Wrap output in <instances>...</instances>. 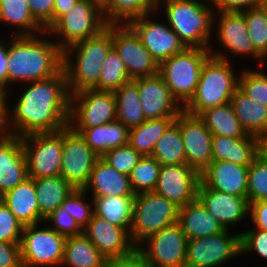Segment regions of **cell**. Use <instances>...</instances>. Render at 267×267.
I'll use <instances>...</instances> for the list:
<instances>
[{
    "label": "cell",
    "instance_id": "obj_1",
    "mask_svg": "<svg viewBox=\"0 0 267 267\" xmlns=\"http://www.w3.org/2000/svg\"><path fill=\"white\" fill-rule=\"evenodd\" d=\"M26 85L16 103H13V108L8 100H2L4 133L24 137L66 128L69 124L71 95L65 71L62 69L57 75Z\"/></svg>",
    "mask_w": 267,
    "mask_h": 267
},
{
    "label": "cell",
    "instance_id": "obj_2",
    "mask_svg": "<svg viewBox=\"0 0 267 267\" xmlns=\"http://www.w3.org/2000/svg\"><path fill=\"white\" fill-rule=\"evenodd\" d=\"M49 37L47 31L32 36L11 35L7 53V92L1 96V100L13 96L9 87L14 84L48 79L63 69V50Z\"/></svg>",
    "mask_w": 267,
    "mask_h": 267
},
{
    "label": "cell",
    "instance_id": "obj_3",
    "mask_svg": "<svg viewBox=\"0 0 267 267\" xmlns=\"http://www.w3.org/2000/svg\"><path fill=\"white\" fill-rule=\"evenodd\" d=\"M112 48V24H107L98 35L63 50V70L70 95L98 86L102 65Z\"/></svg>",
    "mask_w": 267,
    "mask_h": 267
},
{
    "label": "cell",
    "instance_id": "obj_4",
    "mask_svg": "<svg viewBox=\"0 0 267 267\" xmlns=\"http://www.w3.org/2000/svg\"><path fill=\"white\" fill-rule=\"evenodd\" d=\"M156 11L158 18L161 17L158 16L159 13L163 14L164 21L186 48L209 49L210 45H214L211 41L214 37L212 33L215 11L209 0L170 2L159 6Z\"/></svg>",
    "mask_w": 267,
    "mask_h": 267
},
{
    "label": "cell",
    "instance_id": "obj_5",
    "mask_svg": "<svg viewBox=\"0 0 267 267\" xmlns=\"http://www.w3.org/2000/svg\"><path fill=\"white\" fill-rule=\"evenodd\" d=\"M234 63L210 56L202 66L200 80L194 96L184 106L193 115L230 102L239 88L240 72L233 69ZM239 72V73H238Z\"/></svg>",
    "mask_w": 267,
    "mask_h": 267
},
{
    "label": "cell",
    "instance_id": "obj_6",
    "mask_svg": "<svg viewBox=\"0 0 267 267\" xmlns=\"http://www.w3.org/2000/svg\"><path fill=\"white\" fill-rule=\"evenodd\" d=\"M213 33L217 34L214 41L217 40L215 43H219L220 49L215 50L210 45L211 56L231 62L233 61L230 60L232 56L234 58L247 57L248 59L252 58L251 60L255 59V64H258L259 68L266 66L265 62L267 63V61L255 50L251 42L248 25L242 12H215Z\"/></svg>",
    "mask_w": 267,
    "mask_h": 267
},
{
    "label": "cell",
    "instance_id": "obj_7",
    "mask_svg": "<svg viewBox=\"0 0 267 267\" xmlns=\"http://www.w3.org/2000/svg\"><path fill=\"white\" fill-rule=\"evenodd\" d=\"M209 49L185 48L159 65V74L173 96L184 107L194 96Z\"/></svg>",
    "mask_w": 267,
    "mask_h": 267
},
{
    "label": "cell",
    "instance_id": "obj_8",
    "mask_svg": "<svg viewBox=\"0 0 267 267\" xmlns=\"http://www.w3.org/2000/svg\"><path fill=\"white\" fill-rule=\"evenodd\" d=\"M179 207L154 191L135 194L130 238L137 247L147 237L177 222Z\"/></svg>",
    "mask_w": 267,
    "mask_h": 267
},
{
    "label": "cell",
    "instance_id": "obj_9",
    "mask_svg": "<svg viewBox=\"0 0 267 267\" xmlns=\"http://www.w3.org/2000/svg\"><path fill=\"white\" fill-rule=\"evenodd\" d=\"M46 225L24 226L20 241L23 267H61L66 237Z\"/></svg>",
    "mask_w": 267,
    "mask_h": 267
},
{
    "label": "cell",
    "instance_id": "obj_10",
    "mask_svg": "<svg viewBox=\"0 0 267 267\" xmlns=\"http://www.w3.org/2000/svg\"><path fill=\"white\" fill-rule=\"evenodd\" d=\"M106 27L107 22L97 8L88 0H78L47 32L64 50L78 41L98 35Z\"/></svg>",
    "mask_w": 267,
    "mask_h": 267
},
{
    "label": "cell",
    "instance_id": "obj_11",
    "mask_svg": "<svg viewBox=\"0 0 267 267\" xmlns=\"http://www.w3.org/2000/svg\"><path fill=\"white\" fill-rule=\"evenodd\" d=\"M28 176L40 179L59 176L62 166L63 130L22 137Z\"/></svg>",
    "mask_w": 267,
    "mask_h": 267
},
{
    "label": "cell",
    "instance_id": "obj_12",
    "mask_svg": "<svg viewBox=\"0 0 267 267\" xmlns=\"http://www.w3.org/2000/svg\"><path fill=\"white\" fill-rule=\"evenodd\" d=\"M230 231L188 240L185 267H221L241 256L240 232Z\"/></svg>",
    "mask_w": 267,
    "mask_h": 267
},
{
    "label": "cell",
    "instance_id": "obj_13",
    "mask_svg": "<svg viewBox=\"0 0 267 267\" xmlns=\"http://www.w3.org/2000/svg\"><path fill=\"white\" fill-rule=\"evenodd\" d=\"M116 121V101L112 91L87 89L70 97L71 128H91Z\"/></svg>",
    "mask_w": 267,
    "mask_h": 267
},
{
    "label": "cell",
    "instance_id": "obj_14",
    "mask_svg": "<svg viewBox=\"0 0 267 267\" xmlns=\"http://www.w3.org/2000/svg\"><path fill=\"white\" fill-rule=\"evenodd\" d=\"M187 241L176 222L147 237L136 249L153 267H185Z\"/></svg>",
    "mask_w": 267,
    "mask_h": 267
},
{
    "label": "cell",
    "instance_id": "obj_15",
    "mask_svg": "<svg viewBox=\"0 0 267 267\" xmlns=\"http://www.w3.org/2000/svg\"><path fill=\"white\" fill-rule=\"evenodd\" d=\"M112 42L131 80L159 73L158 63L129 24H112Z\"/></svg>",
    "mask_w": 267,
    "mask_h": 267
},
{
    "label": "cell",
    "instance_id": "obj_16",
    "mask_svg": "<svg viewBox=\"0 0 267 267\" xmlns=\"http://www.w3.org/2000/svg\"><path fill=\"white\" fill-rule=\"evenodd\" d=\"M100 157L86 144L80 133L67 126L63 129L60 175L75 188H84Z\"/></svg>",
    "mask_w": 267,
    "mask_h": 267
},
{
    "label": "cell",
    "instance_id": "obj_17",
    "mask_svg": "<svg viewBox=\"0 0 267 267\" xmlns=\"http://www.w3.org/2000/svg\"><path fill=\"white\" fill-rule=\"evenodd\" d=\"M156 14H158L157 11H154L135 18L128 24L140 36L142 44L149 50L158 65H160L169 57L182 52L186 47L170 26L166 25L164 20L162 22L161 19L156 18Z\"/></svg>",
    "mask_w": 267,
    "mask_h": 267
},
{
    "label": "cell",
    "instance_id": "obj_18",
    "mask_svg": "<svg viewBox=\"0 0 267 267\" xmlns=\"http://www.w3.org/2000/svg\"><path fill=\"white\" fill-rule=\"evenodd\" d=\"M175 123L180 127L186 164L201 174L212 162V133L199 115L190 114L184 109Z\"/></svg>",
    "mask_w": 267,
    "mask_h": 267
},
{
    "label": "cell",
    "instance_id": "obj_19",
    "mask_svg": "<svg viewBox=\"0 0 267 267\" xmlns=\"http://www.w3.org/2000/svg\"><path fill=\"white\" fill-rule=\"evenodd\" d=\"M199 183L200 174L187 164L161 165L154 192L182 207L197 199Z\"/></svg>",
    "mask_w": 267,
    "mask_h": 267
},
{
    "label": "cell",
    "instance_id": "obj_20",
    "mask_svg": "<svg viewBox=\"0 0 267 267\" xmlns=\"http://www.w3.org/2000/svg\"><path fill=\"white\" fill-rule=\"evenodd\" d=\"M133 81L138 86L141 109L146 119L177 117L184 109L159 73Z\"/></svg>",
    "mask_w": 267,
    "mask_h": 267
},
{
    "label": "cell",
    "instance_id": "obj_21",
    "mask_svg": "<svg viewBox=\"0 0 267 267\" xmlns=\"http://www.w3.org/2000/svg\"><path fill=\"white\" fill-rule=\"evenodd\" d=\"M82 233L108 261L121 259L136 250L126 229L113 225L95 214L82 229Z\"/></svg>",
    "mask_w": 267,
    "mask_h": 267
},
{
    "label": "cell",
    "instance_id": "obj_22",
    "mask_svg": "<svg viewBox=\"0 0 267 267\" xmlns=\"http://www.w3.org/2000/svg\"><path fill=\"white\" fill-rule=\"evenodd\" d=\"M197 199L225 229H234L248 218L249 203L246 198L210 189L201 181Z\"/></svg>",
    "mask_w": 267,
    "mask_h": 267
},
{
    "label": "cell",
    "instance_id": "obj_23",
    "mask_svg": "<svg viewBox=\"0 0 267 267\" xmlns=\"http://www.w3.org/2000/svg\"><path fill=\"white\" fill-rule=\"evenodd\" d=\"M28 176L22 137L4 133L0 136V197Z\"/></svg>",
    "mask_w": 267,
    "mask_h": 267
},
{
    "label": "cell",
    "instance_id": "obj_24",
    "mask_svg": "<svg viewBox=\"0 0 267 267\" xmlns=\"http://www.w3.org/2000/svg\"><path fill=\"white\" fill-rule=\"evenodd\" d=\"M248 169L229 161H212L200 174V181L210 189L247 199Z\"/></svg>",
    "mask_w": 267,
    "mask_h": 267
},
{
    "label": "cell",
    "instance_id": "obj_25",
    "mask_svg": "<svg viewBox=\"0 0 267 267\" xmlns=\"http://www.w3.org/2000/svg\"><path fill=\"white\" fill-rule=\"evenodd\" d=\"M92 197L135 196L129 176L118 172L101 157L91 171L88 183L83 188Z\"/></svg>",
    "mask_w": 267,
    "mask_h": 267
},
{
    "label": "cell",
    "instance_id": "obj_26",
    "mask_svg": "<svg viewBox=\"0 0 267 267\" xmlns=\"http://www.w3.org/2000/svg\"><path fill=\"white\" fill-rule=\"evenodd\" d=\"M0 199L24 226L44 222L32 178H27L15 188L8 190Z\"/></svg>",
    "mask_w": 267,
    "mask_h": 267
},
{
    "label": "cell",
    "instance_id": "obj_27",
    "mask_svg": "<svg viewBox=\"0 0 267 267\" xmlns=\"http://www.w3.org/2000/svg\"><path fill=\"white\" fill-rule=\"evenodd\" d=\"M258 156V137L247 134L245 137L232 138L213 136L212 161H229L230 163L249 166Z\"/></svg>",
    "mask_w": 267,
    "mask_h": 267
},
{
    "label": "cell",
    "instance_id": "obj_28",
    "mask_svg": "<svg viewBox=\"0 0 267 267\" xmlns=\"http://www.w3.org/2000/svg\"><path fill=\"white\" fill-rule=\"evenodd\" d=\"M177 223L188 240L216 235L225 230L198 199L179 207Z\"/></svg>",
    "mask_w": 267,
    "mask_h": 267
},
{
    "label": "cell",
    "instance_id": "obj_29",
    "mask_svg": "<svg viewBox=\"0 0 267 267\" xmlns=\"http://www.w3.org/2000/svg\"><path fill=\"white\" fill-rule=\"evenodd\" d=\"M85 139L86 144L99 156L117 147L128 144L129 129L114 121L91 128H72Z\"/></svg>",
    "mask_w": 267,
    "mask_h": 267
},
{
    "label": "cell",
    "instance_id": "obj_30",
    "mask_svg": "<svg viewBox=\"0 0 267 267\" xmlns=\"http://www.w3.org/2000/svg\"><path fill=\"white\" fill-rule=\"evenodd\" d=\"M230 104L244 130L253 136L267 134V106L251 99L238 88Z\"/></svg>",
    "mask_w": 267,
    "mask_h": 267
},
{
    "label": "cell",
    "instance_id": "obj_31",
    "mask_svg": "<svg viewBox=\"0 0 267 267\" xmlns=\"http://www.w3.org/2000/svg\"><path fill=\"white\" fill-rule=\"evenodd\" d=\"M0 24L14 27L12 36H32L45 31L33 18L27 0H0Z\"/></svg>",
    "mask_w": 267,
    "mask_h": 267
},
{
    "label": "cell",
    "instance_id": "obj_32",
    "mask_svg": "<svg viewBox=\"0 0 267 267\" xmlns=\"http://www.w3.org/2000/svg\"><path fill=\"white\" fill-rule=\"evenodd\" d=\"M93 199L94 214L109 223L126 229L132 228L135 196L89 197Z\"/></svg>",
    "mask_w": 267,
    "mask_h": 267
},
{
    "label": "cell",
    "instance_id": "obj_33",
    "mask_svg": "<svg viewBox=\"0 0 267 267\" xmlns=\"http://www.w3.org/2000/svg\"><path fill=\"white\" fill-rule=\"evenodd\" d=\"M108 262L83 233L66 237L61 267H104Z\"/></svg>",
    "mask_w": 267,
    "mask_h": 267
},
{
    "label": "cell",
    "instance_id": "obj_34",
    "mask_svg": "<svg viewBox=\"0 0 267 267\" xmlns=\"http://www.w3.org/2000/svg\"><path fill=\"white\" fill-rule=\"evenodd\" d=\"M41 217L45 220L65 201L75 187L61 175L33 179Z\"/></svg>",
    "mask_w": 267,
    "mask_h": 267
},
{
    "label": "cell",
    "instance_id": "obj_35",
    "mask_svg": "<svg viewBox=\"0 0 267 267\" xmlns=\"http://www.w3.org/2000/svg\"><path fill=\"white\" fill-rule=\"evenodd\" d=\"M113 93L116 101V121L131 129L147 120L141 109L138 86L133 80L121 85Z\"/></svg>",
    "mask_w": 267,
    "mask_h": 267
},
{
    "label": "cell",
    "instance_id": "obj_36",
    "mask_svg": "<svg viewBox=\"0 0 267 267\" xmlns=\"http://www.w3.org/2000/svg\"><path fill=\"white\" fill-rule=\"evenodd\" d=\"M213 136L245 137L248 133L241 126L230 102L209 108L199 114Z\"/></svg>",
    "mask_w": 267,
    "mask_h": 267
},
{
    "label": "cell",
    "instance_id": "obj_37",
    "mask_svg": "<svg viewBox=\"0 0 267 267\" xmlns=\"http://www.w3.org/2000/svg\"><path fill=\"white\" fill-rule=\"evenodd\" d=\"M176 118L147 119L139 126L129 129L128 144L142 156H151L156 142Z\"/></svg>",
    "mask_w": 267,
    "mask_h": 267
},
{
    "label": "cell",
    "instance_id": "obj_38",
    "mask_svg": "<svg viewBox=\"0 0 267 267\" xmlns=\"http://www.w3.org/2000/svg\"><path fill=\"white\" fill-rule=\"evenodd\" d=\"M151 156L161 165L186 164L180 127L175 122L158 139Z\"/></svg>",
    "mask_w": 267,
    "mask_h": 267
},
{
    "label": "cell",
    "instance_id": "obj_39",
    "mask_svg": "<svg viewBox=\"0 0 267 267\" xmlns=\"http://www.w3.org/2000/svg\"><path fill=\"white\" fill-rule=\"evenodd\" d=\"M156 11L154 0H111L103 14L107 24H128L131 20Z\"/></svg>",
    "mask_w": 267,
    "mask_h": 267
},
{
    "label": "cell",
    "instance_id": "obj_40",
    "mask_svg": "<svg viewBox=\"0 0 267 267\" xmlns=\"http://www.w3.org/2000/svg\"><path fill=\"white\" fill-rule=\"evenodd\" d=\"M131 81L128 71L118 52L113 47L102 65L97 91H116L121 85Z\"/></svg>",
    "mask_w": 267,
    "mask_h": 267
},
{
    "label": "cell",
    "instance_id": "obj_41",
    "mask_svg": "<svg viewBox=\"0 0 267 267\" xmlns=\"http://www.w3.org/2000/svg\"><path fill=\"white\" fill-rule=\"evenodd\" d=\"M161 164L152 156H143L129 175L135 194L154 191L158 182Z\"/></svg>",
    "mask_w": 267,
    "mask_h": 267
},
{
    "label": "cell",
    "instance_id": "obj_42",
    "mask_svg": "<svg viewBox=\"0 0 267 267\" xmlns=\"http://www.w3.org/2000/svg\"><path fill=\"white\" fill-rule=\"evenodd\" d=\"M248 25V34L255 50L267 61V22L262 10L257 8L241 11Z\"/></svg>",
    "mask_w": 267,
    "mask_h": 267
},
{
    "label": "cell",
    "instance_id": "obj_43",
    "mask_svg": "<svg viewBox=\"0 0 267 267\" xmlns=\"http://www.w3.org/2000/svg\"><path fill=\"white\" fill-rule=\"evenodd\" d=\"M239 88L251 99L267 106V74L263 70L242 68Z\"/></svg>",
    "mask_w": 267,
    "mask_h": 267
},
{
    "label": "cell",
    "instance_id": "obj_44",
    "mask_svg": "<svg viewBox=\"0 0 267 267\" xmlns=\"http://www.w3.org/2000/svg\"><path fill=\"white\" fill-rule=\"evenodd\" d=\"M248 203L267 200V162L259 155L249 165Z\"/></svg>",
    "mask_w": 267,
    "mask_h": 267
},
{
    "label": "cell",
    "instance_id": "obj_45",
    "mask_svg": "<svg viewBox=\"0 0 267 267\" xmlns=\"http://www.w3.org/2000/svg\"><path fill=\"white\" fill-rule=\"evenodd\" d=\"M87 193L83 188H75L61 204L75 222L83 229L94 214L93 199L86 200Z\"/></svg>",
    "mask_w": 267,
    "mask_h": 267
},
{
    "label": "cell",
    "instance_id": "obj_46",
    "mask_svg": "<svg viewBox=\"0 0 267 267\" xmlns=\"http://www.w3.org/2000/svg\"><path fill=\"white\" fill-rule=\"evenodd\" d=\"M143 156L129 144L106 152L101 158L118 172L130 175Z\"/></svg>",
    "mask_w": 267,
    "mask_h": 267
},
{
    "label": "cell",
    "instance_id": "obj_47",
    "mask_svg": "<svg viewBox=\"0 0 267 267\" xmlns=\"http://www.w3.org/2000/svg\"><path fill=\"white\" fill-rule=\"evenodd\" d=\"M241 256L248 253L258 255L267 262V231L252 227L240 232Z\"/></svg>",
    "mask_w": 267,
    "mask_h": 267
},
{
    "label": "cell",
    "instance_id": "obj_48",
    "mask_svg": "<svg viewBox=\"0 0 267 267\" xmlns=\"http://www.w3.org/2000/svg\"><path fill=\"white\" fill-rule=\"evenodd\" d=\"M24 225L0 199V241L20 244Z\"/></svg>",
    "mask_w": 267,
    "mask_h": 267
},
{
    "label": "cell",
    "instance_id": "obj_49",
    "mask_svg": "<svg viewBox=\"0 0 267 267\" xmlns=\"http://www.w3.org/2000/svg\"><path fill=\"white\" fill-rule=\"evenodd\" d=\"M44 223L48 224V226L58 234L65 237L82 234V229L62 206L57 207L48 217H46Z\"/></svg>",
    "mask_w": 267,
    "mask_h": 267
},
{
    "label": "cell",
    "instance_id": "obj_50",
    "mask_svg": "<svg viewBox=\"0 0 267 267\" xmlns=\"http://www.w3.org/2000/svg\"><path fill=\"white\" fill-rule=\"evenodd\" d=\"M33 18L48 31L53 26L54 0H27Z\"/></svg>",
    "mask_w": 267,
    "mask_h": 267
},
{
    "label": "cell",
    "instance_id": "obj_51",
    "mask_svg": "<svg viewBox=\"0 0 267 267\" xmlns=\"http://www.w3.org/2000/svg\"><path fill=\"white\" fill-rule=\"evenodd\" d=\"M215 12L236 11L257 8L264 0H209Z\"/></svg>",
    "mask_w": 267,
    "mask_h": 267
},
{
    "label": "cell",
    "instance_id": "obj_52",
    "mask_svg": "<svg viewBox=\"0 0 267 267\" xmlns=\"http://www.w3.org/2000/svg\"><path fill=\"white\" fill-rule=\"evenodd\" d=\"M0 267H23L20 244L0 241Z\"/></svg>",
    "mask_w": 267,
    "mask_h": 267
},
{
    "label": "cell",
    "instance_id": "obj_53",
    "mask_svg": "<svg viewBox=\"0 0 267 267\" xmlns=\"http://www.w3.org/2000/svg\"><path fill=\"white\" fill-rule=\"evenodd\" d=\"M249 218L253 227L267 231V200L249 203Z\"/></svg>",
    "mask_w": 267,
    "mask_h": 267
},
{
    "label": "cell",
    "instance_id": "obj_54",
    "mask_svg": "<svg viewBox=\"0 0 267 267\" xmlns=\"http://www.w3.org/2000/svg\"><path fill=\"white\" fill-rule=\"evenodd\" d=\"M7 42V43H6ZM8 41L0 38V95L7 92L8 75Z\"/></svg>",
    "mask_w": 267,
    "mask_h": 267
},
{
    "label": "cell",
    "instance_id": "obj_55",
    "mask_svg": "<svg viewBox=\"0 0 267 267\" xmlns=\"http://www.w3.org/2000/svg\"><path fill=\"white\" fill-rule=\"evenodd\" d=\"M114 262L119 267H153L137 249L132 254Z\"/></svg>",
    "mask_w": 267,
    "mask_h": 267
},
{
    "label": "cell",
    "instance_id": "obj_56",
    "mask_svg": "<svg viewBox=\"0 0 267 267\" xmlns=\"http://www.w3.org/2000/svg\"><path fill=\"white\" fill-rule=\"evenodd\" d=\"M78 0H54L53 25L64 15Z\"/></svg>",
    "mask_w": 267,
    "mask_h": 267
},
{
    "label": "cell",
    "instance_id": "obj_57",
    "mask_svg": "<svg viewBox=\"0 0 267 267\" xmlns=\"http://www.w3.org/2000/svg\"><path fill=\"white\" fill-rule=\"evenodd\" d=\"M258 155L267 162V134L258 137Z\"/></svg>",
    "mask_w": 267,
    "mask_h": 267
},
{
    "label": "cell",
    "instance_id": "obj_58",
    "mask_svg": "<svg viewBox=\"0 0 267 267\" xmlns=\"http://www.w3.org/2000/svg\"><path fill=\"white\" fill-rule=\"evenodd\" d=\"M95 8L104 14L111 5V0H88Z\"/></svg>",
    "mask_w": 267,
    "mask_h": 267
},
{
    "label": "cell",
    "instance_id": "obj_59",
    "mask_svg": "<svg viewBox=\"0 0 267 267\" xmlns=\"http://www.w3.org/2000/svg\"><path fill=\"white\" fill-rule=\"evenodd\" d=\"M177 1H183V0H154L155 3V7L156 9L166 3H170V2H177Z\"/></svg>",
    "mask_w": 267,
    "mask_h": 267
},
{
    "label": "cell",
    "instance_id": "obj_60",
    "mask_svg": "<svg viewBox=\"0 0 267 267\" xmlns=\"http://www.w3.org/2000/svg\"><path fill=\"white\" fill-rule=\"evenodd\" d=\"M259 8L262 10V12H263V14H264V16H265L266 22H267V0H264V1L260 4Z\"/></svg>",
    "mask_w": 267,
    "mask_h": 267
},
{
    "label": "cell",
    "instance_id": "obj_61",
    "mask_svg": "<svg viewBox=\"0 0 267 267\" xmlns=\"http://www.w3.org/2000/svg\"><path fill=\"white\" fill-rule=\"evenodd\" d=\"M4 134L3 131V113H0V136Z\"/></svg>",
    "mask_w": 267,
    "mask_h": 267
},
{
    "label": "cell",
    "instance_id": "obj_62",
    "mask_svg": "<svg viewBox=\"0 0 267 267\" xmlns=\"http://www.w3.org/2000/svg\"><path fill=\"white\" fill-rule=\"evenodd\" d=\"M104 267H119L114 261H109Z\"/></svg>",
    "mask_w": 267,
    "mask_h": 267
},
{
    "label": "cell",
    "instance_id": "obj_63",
    "mask_svg": "<svg viewBox=\"0 0 267 267\" xmlns=\"http://www.w3.org/2000/svg\"><path fill=\"white\" fill-rule=\"evenodd\" d=\"M0 113H3V103L1 100V95H0Z\"/></svg>",
    "mask_w": 267,
    "mask_h": 267
}]
</instances>
